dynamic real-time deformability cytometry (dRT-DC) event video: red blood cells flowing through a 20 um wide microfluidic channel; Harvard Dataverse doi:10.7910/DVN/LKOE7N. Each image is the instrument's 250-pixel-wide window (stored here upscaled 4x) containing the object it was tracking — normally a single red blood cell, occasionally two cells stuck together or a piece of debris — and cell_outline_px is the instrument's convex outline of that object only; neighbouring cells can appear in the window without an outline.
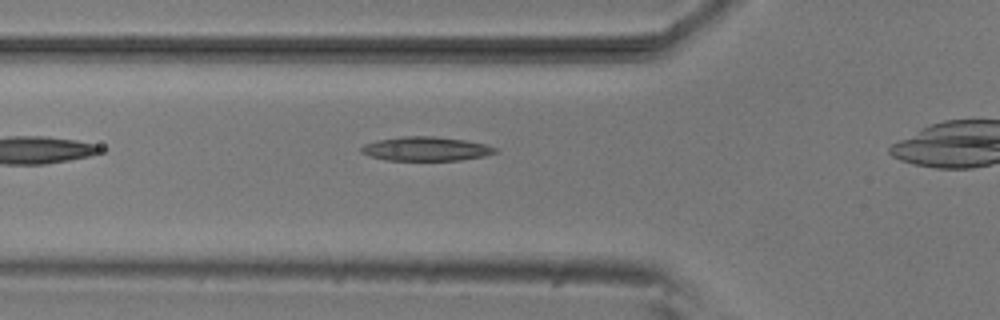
{"species": "common noctule bat (a hibernating species)", "species_latin": "Nyctalus noctula", "temperature_condition": "room temperature", "stored_images_in_passage": 27, "camera_frame_rate_fps": 3000, "um_per_image_px": 0.085, "animal": {"sex": "male", "body_mass_g": 20.5, "forearm_length_mm": 52.5}, "frame": {"image": 1, "passage_image": 2, "time_ms": 0.333, "image_size_px": [1000, 320], "cell_outline_px": [[496, 152], [484, 156], [460, 160], [384, 160], [368, 156], [360, 152], [360, 148], [364, 144], [376, 140], [404, 136], [436, 136], [468, 140], [484, 144], [496, 148]], "centroid_in_image_um": [36.16, 12.64], "position_along_channel_um": 89.6, "area_um2": 18.9}}
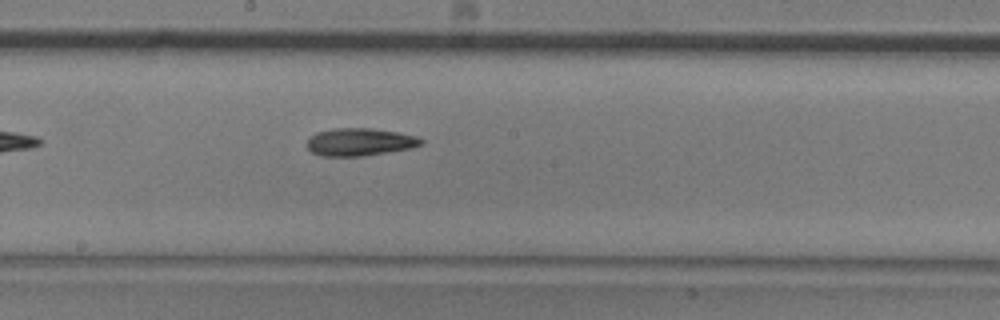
{"frame": {"image": 2, "passage_image": 12, "time_ms": 3.667, "image_size_px": [1000, 320], "cell_outline_px": [[424, 144], [412, 148], [360, 156], [320, 156], [312, 152], [308, 148], [308, 140], [316, 132], [332, 128], [372, 128], [400, 132], [416, 136], [424, 140]], "centroid_in_image_um": [30.61, 12.06], "position_along_channel_um": 217.6, "area_um2": 18.44}}
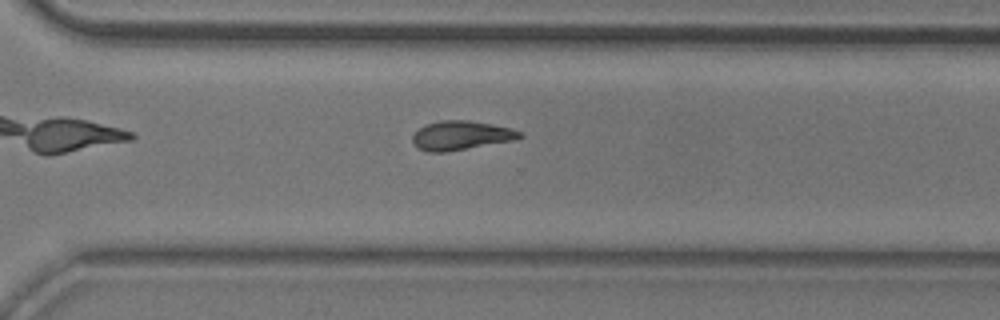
{"frame": {"image": 3, "passage_image": 21, "time_ms": 6.667, "image_size_px": [1000, 320], "cell_outline_px": [[524, 136], [512, 140], [444, 152], [428, 152], [416, 148], [412, 140], [412, 136], [424, 124], [440, 120], [468, 120], [492, 124], [512, 128], [520, 132]], "centroid_in_image_um": [39.14, 11.5], "position_along_channel_um": 331.5, "area_um2": 18.03}}